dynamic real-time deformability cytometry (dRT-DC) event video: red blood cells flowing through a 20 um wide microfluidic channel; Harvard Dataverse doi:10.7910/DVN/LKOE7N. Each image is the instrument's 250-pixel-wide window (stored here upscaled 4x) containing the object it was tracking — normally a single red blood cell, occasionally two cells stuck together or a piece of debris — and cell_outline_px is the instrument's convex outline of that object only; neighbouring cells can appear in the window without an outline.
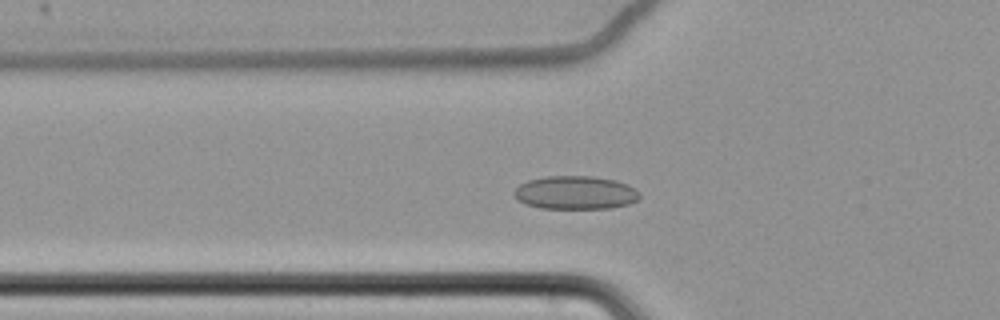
{"species": "common noctule bat (a hibernating species)", "species_latin": "Nyctalus noctula", "temperature_condition": "cold", "stored_images_in_passage": 57, "camera_frame_rate_fps": 3000, "um_per_image_px": 0.085, "animal": {"sex": "female", "body_mass_g": 22.7, "forearm_length_mm": 54.2}, "frame": {"image": 1, "passage_image": 20, "time_ms": 6.333, "image_size_px": [1000, 320], "cell_outline_px": [[640, 196], [636, 200], [628, 204], [612, 208], [540, 208], [516, 200], [512, 196], [512, 192], [520, 184], [528, 180], [544, 176], [592, 176], [616, 180], [628, 184], [636, 188], [640, 192]], "centroid_in_image_um": [48.9, 16.36], "position_along_channel_um": 76.9, "area_um2": 24.62}}
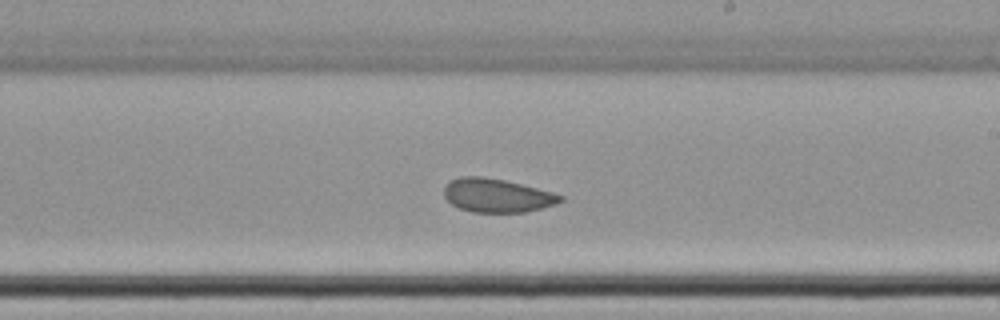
{"frame": {"image": 2, "passage_image": 35, "time_ms": 11.333, "image_size_px": [1000, 320], "cell_outline_px": [[564, 200], [556, 204], [524, 212], [472, 212], [460, 208], [452, 204], [444, 196], [444, 188], [448, 180], [460, 176], [480, 176], [504, 180], [552, 192], [564, 196]], "centroid_in_image_um": [42.21, 16.61], "position_along_channel_um": 246.8, "area_um2": 22.72}}
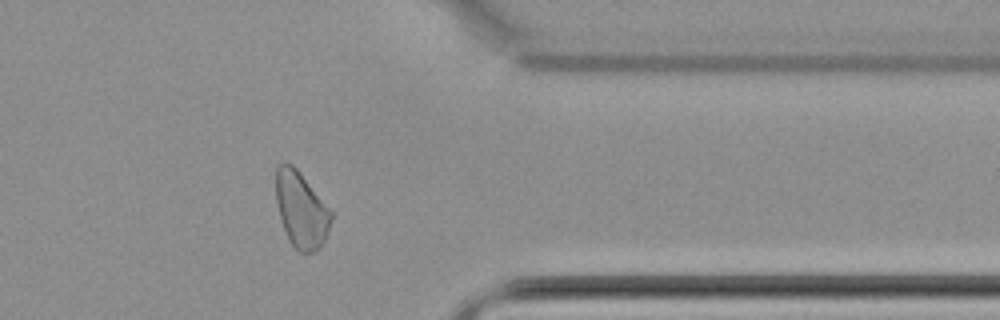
{"frame": {"image": 3, "passage_image": 48, "time_ms": 15.667, "image_size_px": [1000, 320], "cell_outline_px": [[332, 220], [324, 240], [320, 248], [316, 252], [300, 252], [288, 240], [280, 220], [276, 200], [276, 168], [284, 160], [292, 164], [296, 168], [332, 212]], "centroid_in_image_um": [25.58, 17.83], "position_along_channel_um": 385.8, "area_um2": 24.33}}